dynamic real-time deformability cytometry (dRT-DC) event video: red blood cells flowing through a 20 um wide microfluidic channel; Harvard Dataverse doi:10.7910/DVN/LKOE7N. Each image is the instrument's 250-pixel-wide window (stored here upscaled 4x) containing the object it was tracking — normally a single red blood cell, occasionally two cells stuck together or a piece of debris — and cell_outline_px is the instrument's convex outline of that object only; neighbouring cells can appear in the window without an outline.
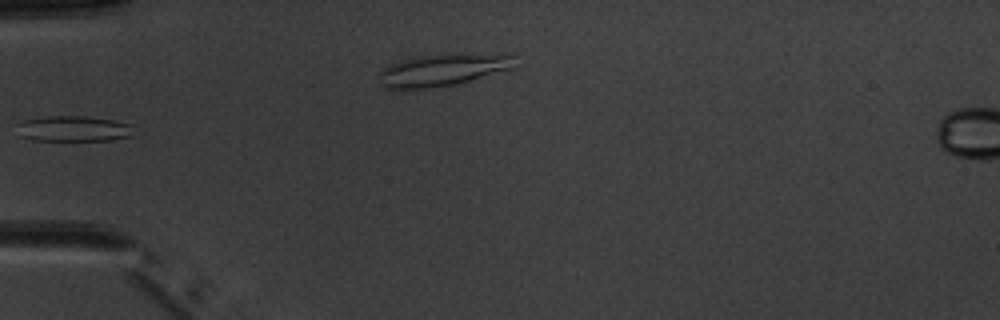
{"species": "common noctule bat (a hibernating species)", "species_latin": "Nyctalus noctula", "temperature_condition": "warm", "stored_images_in_passage": 5, "camera_frame_rate_fps": 3000, "um_per_image_px": 0.085, "animal": {"sex": "male", "body_mass_g": 20.1, "forearm_length_mm": 53.5}, "frame": {"image": 1, "passage_image": 3, "time_ms": 2.333, "image_size_px": [1000, 320], "cell_outline_px": [[132, 136], [112, 140], [32, 140], [20, 136], [16, 124], [24, 120], [48, 116], [84, 116], [112, 120], [132, 124]], "centroid_in_image_um": [6.24, 10.94], "position_along_channel_um": 78.8, "area_um2": 17.4}}